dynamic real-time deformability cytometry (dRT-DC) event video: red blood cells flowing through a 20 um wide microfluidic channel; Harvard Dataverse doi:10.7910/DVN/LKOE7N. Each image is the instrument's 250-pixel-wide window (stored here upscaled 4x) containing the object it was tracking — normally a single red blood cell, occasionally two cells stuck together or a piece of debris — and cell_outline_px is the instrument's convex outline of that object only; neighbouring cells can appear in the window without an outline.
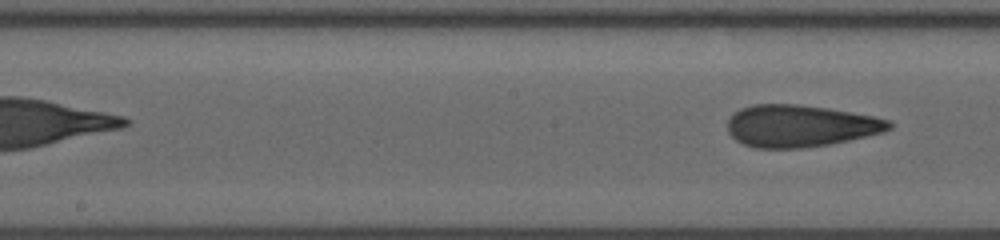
{"species": "human", "species_latin": "Homo sapiens", "temperature_condition": "room temperature", "stored_images_in_passage": 9, "segment_of_instrument_passage": [2, 2], "camera_frame_rate_fps": 3000, "um_per_image_px": 0.085, "donor": {"sex": "male"}, "frame": {"image": 1, "passage_image": 9, "time_ms": 5.0, "image_size_px": [1000, 240], "cell_outline_px": [[892, 128], [884, 132], [848, 140], [828, 144], [800, 148], [756, 148], [744, 144], [736, 140], [728, 132], [728, 120], [740, 108], [752, 104], [800, 104], [828, 108], [852, 112], [872, 116], [888, 120], [892, 124]], "centroid_in_image_um": [68.01, 10.69], "position_along_channel_um": 180.2, "area_um2": 39.42}}